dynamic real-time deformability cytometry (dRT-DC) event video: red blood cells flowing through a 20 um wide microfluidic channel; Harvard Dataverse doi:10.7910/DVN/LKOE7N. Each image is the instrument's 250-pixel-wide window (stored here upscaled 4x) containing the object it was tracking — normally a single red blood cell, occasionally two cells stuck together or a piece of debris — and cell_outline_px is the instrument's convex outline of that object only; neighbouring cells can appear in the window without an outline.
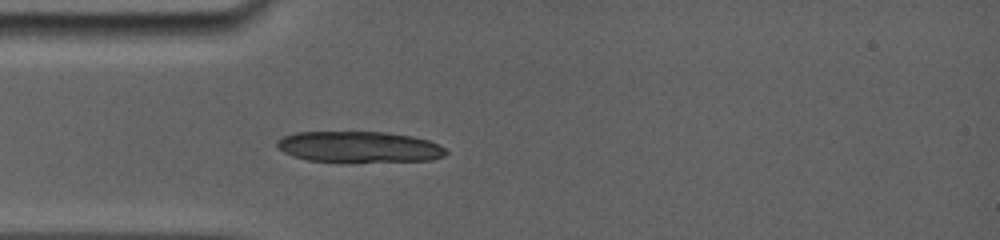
{"species": "common noctule bat (a hibernating species)", "species_latin": "Nyctalus noctula", "temperature_condition": "room temperature", "stored_images_in_passage": 1, "camera_frame_rate_fps": 5000, "um_per_image_px": 0.085, "animal": {"sex": "female", "body_mass_g": 19.0, "forearm_length_mm": 56.7}, "frame": {"image": 1, "passage_image": 1, "time_ms": 0.0, "image_size_px": [1000, 240], "cell_outline_px": [[448, 152], [444, 156], [432, 160], [348, 164], [344, 164], [308, 160], [292, 156], [284, 152], [276, 144], [276, 140], [284, 136], [296, 132], [384, 132], [412, 136], [428, 140], [444, 148]], "centroid_in_image_um": [30.52, 12.53], "position_along_channel_um": 54.5, "area_um2": 31.5}}